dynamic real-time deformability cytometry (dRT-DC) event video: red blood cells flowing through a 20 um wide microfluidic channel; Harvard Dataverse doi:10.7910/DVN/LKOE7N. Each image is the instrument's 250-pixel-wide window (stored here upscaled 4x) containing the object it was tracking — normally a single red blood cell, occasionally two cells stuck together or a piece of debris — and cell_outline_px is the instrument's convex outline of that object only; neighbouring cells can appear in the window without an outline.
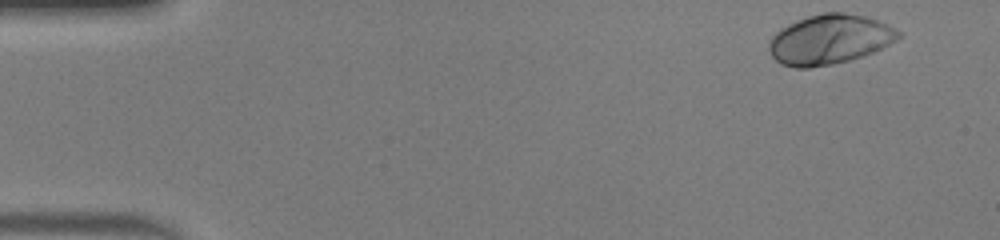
{"species": "human", "species_latin": "Homo sapiens", "temperature_condition": "warm", "stored_images_in_passage": 48, "camera_frame_rate_fps": 3000, "um_per_image_px": 0.085, "donor": {"sex": "male"}, "frame": {"image": 1, "passage_image": 1, "time_ms": 0.0, "image_size_px": [1000, 240], "cell_outline_px": [[900, 36], [896, 40], [872, 52], [848, 60], [832, 64], [808, 68], [796, 68], [780, 64], [772, 56], [768, 48], [768, 44], [772, 36], [780, 28], [796, 20], [808, 16], [824, 12], [844, 12], [864, 16], [888, 24], [896, 28], [900, 32]], "centroid_in_image_um": [70.47, 3.34], "position_along_channel_um": 14.5, "area_um2": 37.34}}
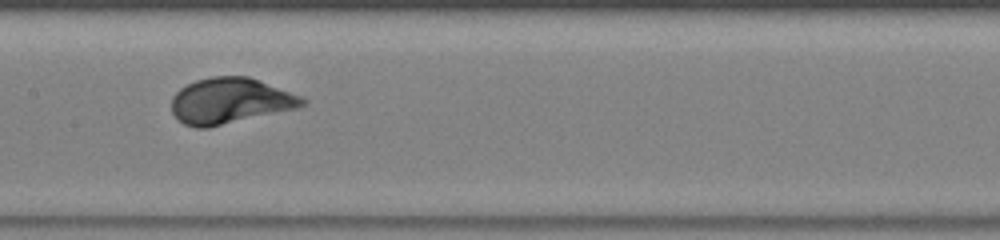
{"frame": {"image": 2, "passage_image": 23, "time_ms": 7.333, "image_size_px": [1000, 240], "cell_outline_px": [[308, 104], [296, 108], [208, 128], [196, 128], [184, 124], [172, 112], [172, 96], [180, 88], [196, 80], [212, 76], [248, 76], [300, 96], [308, 100]], "centroid_in_image_um": [19.55, 8.57], "position_along_channel_um": 187.9, "area_um2": 34.68}}
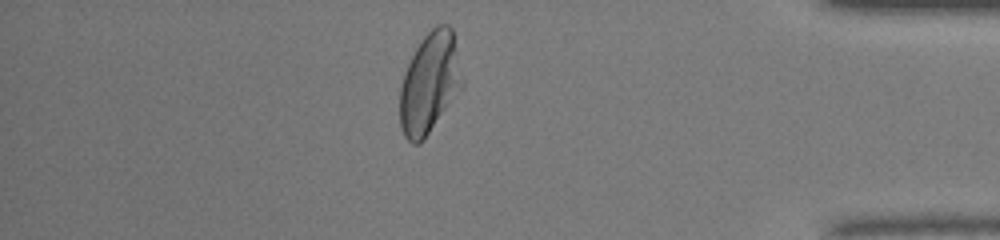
{"frame": {"image": 3, "passage_image": 41, "time_ms": 13.333, "image_size_px": [1000, 240], "cell_outline_px": [[464, 84], [424, 140], [420, 144], [412, 144], [404, 136], [400, 124], [400, 88], [404, 72], [416, 48], [424, 36], [436, 24], [448, 24], [452, 28], [464, 80]], "centroid_in_image_um": [36.52, 7.06], "position_along_channel_um": 398.7, "area_um2": 36.59}, "authors_computed_cell_mechanics": {"area_um2": 34.8245, "velocity_mm_per_s": 4.091, "shape_relaxation_time_tau1_ms": 2.02, "shape_relaxation_time_tau2_ms": null, "deformation_change_tau1": 0.1639, "deformation_change_tau2": null}}